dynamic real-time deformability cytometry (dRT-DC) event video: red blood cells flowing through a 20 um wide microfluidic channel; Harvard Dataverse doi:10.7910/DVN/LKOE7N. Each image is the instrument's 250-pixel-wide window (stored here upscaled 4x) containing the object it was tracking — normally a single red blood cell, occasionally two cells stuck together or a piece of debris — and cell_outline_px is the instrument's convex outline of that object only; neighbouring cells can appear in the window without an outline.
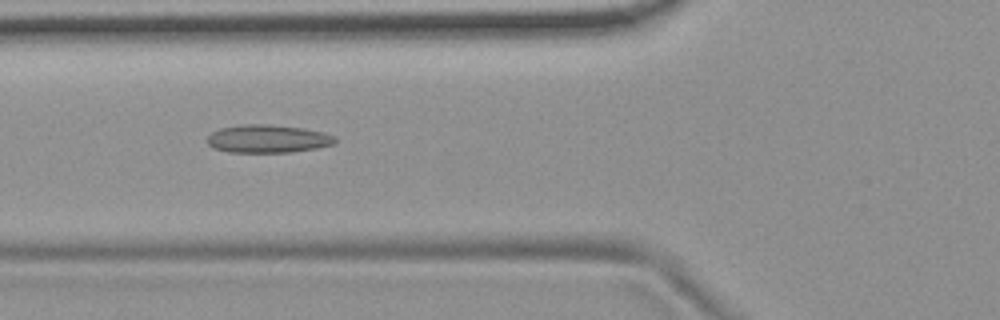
{"species": "common noctule bat (a hibernating species)", "species_latin": "Nyctalus noctula", "temperature_condition": "room temperature", "stored_images_in_passage": 54, "camera_frame_rate_fps": 3000, "um_per_image_px": 0.085, "animal": {"sex": "female", "body_mass_g": 19.9}, "frame": {"image": 1, "passage_image": 20, "time_ms": 6.333, "image_size_px": [1000, 320], "cell_outline_px": [[336, 144], [316, 148], [292, 152], [228, 152], [212, 148], [208, 144], [208, 136], [212, 132], [220, 128], [244, 124], [264, 124], [300, 128], [324, 132], [336, 136]], "centroid_in_image_um": [22.77, 11.8], "position_along_channel_um": 103.0, "area_um2": 20.87}}
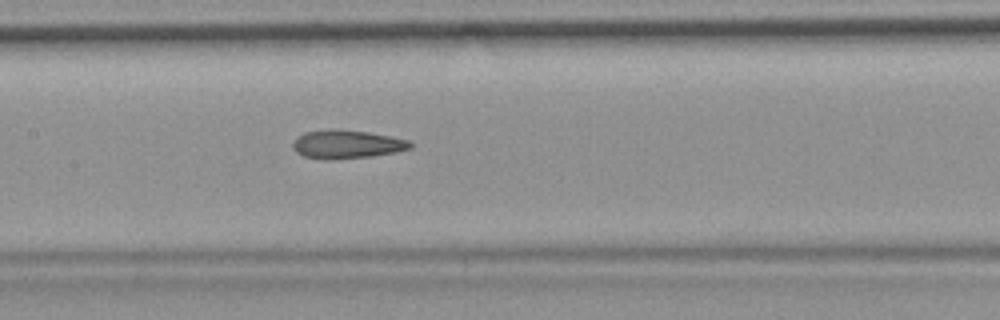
{"frame": {"image": 2, "passage_image": 26, "time_ms": 8.333, "image_size_px": [1000, 320], "cell_outline_px": [[412, 148], [396, 152], [372, 156], [336, 160], [324, 160], [304, 156], [296, 152], [292, 148], [292, 144], [296, 136], [304, 132], [368, 132], [408, 140], [412, 144]], "centroid_in_image_um": [29.47, 12.32], "position_along_channel_um": 177.9, "area_um2": 18.84}}
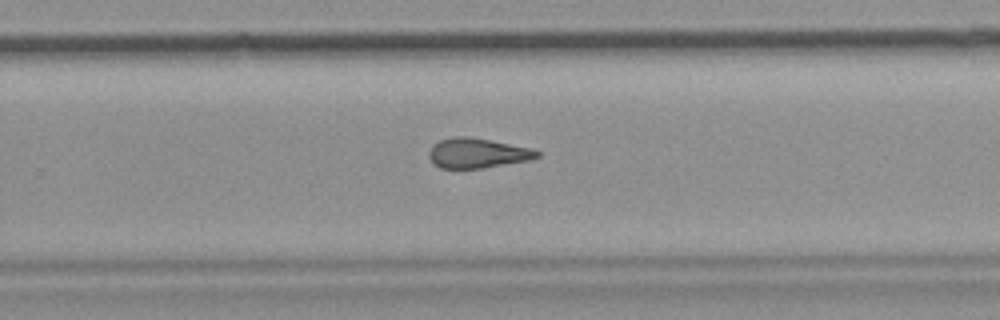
{"frame": {"image": 3, "passage_image": 35, "time_ms": 11.333, "image_size_px": [1000, 320], "cell_outline_px": [[540, 156], [528, 160], [480, 168], [440, 168], [432, 164], [428, 156], [428, 152], [432, 144], [440, 140], [452, 136], [468, 136], [492, 140], [532, 148], [540, 152]], "centroid_in_image_um": [40.53, 13.0], "position_along_channel_um": 289.3, "area_um2": 18.96}, "authors_computed_cell_mechanics": {"area_um2": 19.7387, "velocity_mm_per_s": 3.7302, "shape_relaxation_time_tau1_ms": null, "shape_relaxation_time_tau2_ms": 3.8507, "deformation_change_tau1": null, "deformation_change_tau2": 0.1352}}